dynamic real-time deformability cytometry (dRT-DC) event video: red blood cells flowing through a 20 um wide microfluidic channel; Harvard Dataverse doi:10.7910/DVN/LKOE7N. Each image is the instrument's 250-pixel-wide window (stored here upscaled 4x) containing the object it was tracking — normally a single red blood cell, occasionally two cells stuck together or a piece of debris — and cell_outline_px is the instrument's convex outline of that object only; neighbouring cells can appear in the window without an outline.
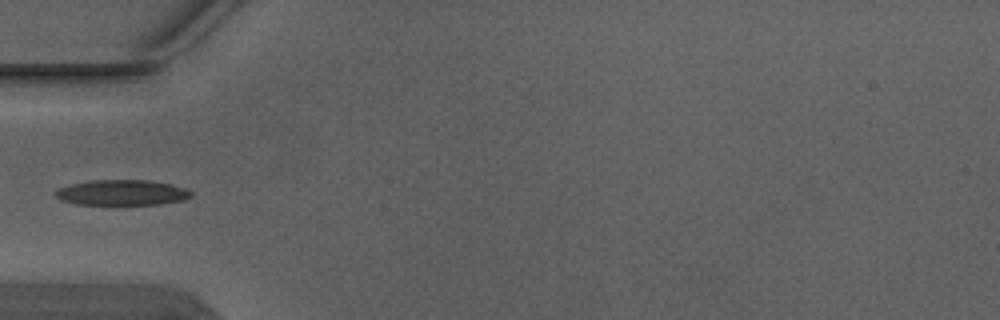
{"species": "Egyptian fruit bat (a non-hibernating species)", "species_latin": "Rousettus aegyptiacus", "temperature_condition": "warm", "stored_images_in_passage": 4, "camera_frame_rate_fps": 3000, "um_per_image_px": 0.085, "animal": {"sex": "male"}, "frame": {"image": 1, "passage_image": 3, "time_ms": 0.667, "image_size_px": [1000, 320], "cell_outline_px": [[192, 196], [184, 200], [160, 204], [76, 204], [60, 200], [52, 192], [68, 184], [92, 180], [148, 180], [172, 184], [184, 188], [192, 192]], "centroid_in_image_um": [10.35, 16.36], "position_along_channel_um": 74.7, "area_um2": 20.17}}
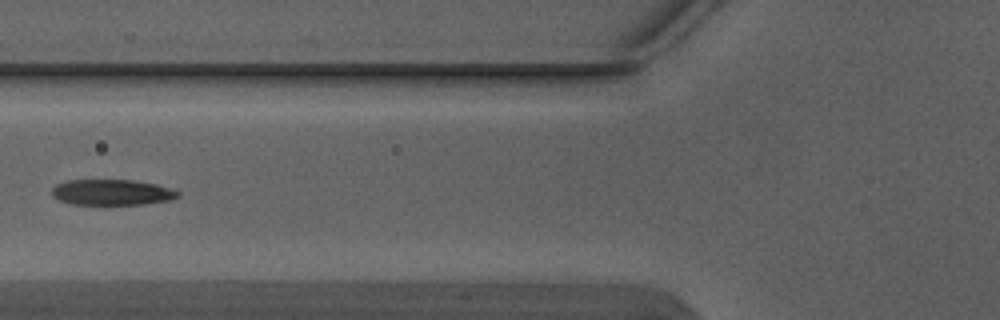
{"frame": {"image": 2, "passage_image": 4, "time_ms": 1.0, "image_size_px": [1000, 320], "cell_outline_px": [[180, 196], [168, 200], [144, 204], [72, 204], [60, 200], [52, 196], [52, 188], [56, 184], [68, 180], [132, 180], [156, 184], [180, 192]], "centroid_in_image_um": [9.49, 16.34], "position_along_channel_um": 116.3, "area_um2": 18.73}}